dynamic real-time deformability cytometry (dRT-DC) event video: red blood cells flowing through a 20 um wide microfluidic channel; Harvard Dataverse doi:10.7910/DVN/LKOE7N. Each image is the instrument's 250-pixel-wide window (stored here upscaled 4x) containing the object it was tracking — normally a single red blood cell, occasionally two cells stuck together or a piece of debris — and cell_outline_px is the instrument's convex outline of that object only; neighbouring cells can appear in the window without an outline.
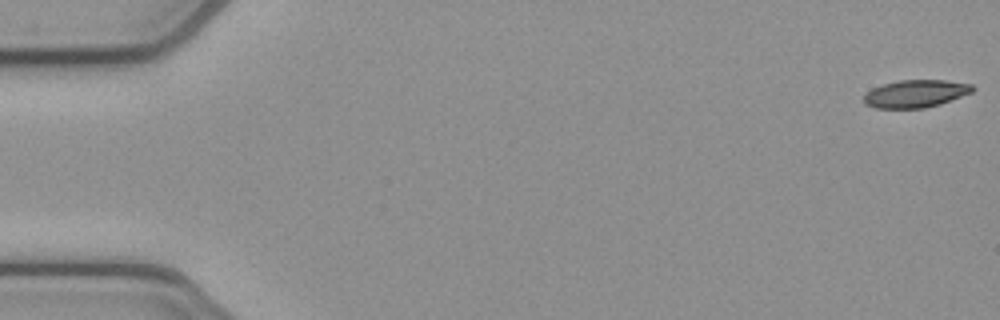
{"species": "common noctule bat (a hibernating species)", "species_latin": "Nyctalus noctula", "temperature_condition": "cold", "stored_images_in_passage": 14, "camera_frame_rate_fps": 3000, "um_per_image_px": 0.085, "animal": {"sex": "female", "body_mass_g": 21.9}, "frame": {"image": 1, "passage_image": 1, "time_ms": 0.0, "image_size_px": [1000, 320], "cell_outline_px": [[976, 88], [972, 92], [940, 104], [924, 108], [876, 108], [864, 104], [864, 96], [872, 88], [884, 84], [900, 80], [944, 80], [972, 84]], "centroid_in_image_um": [77.84, 7.96], "position_along_channel_um": 7.2, "area_um2": 17.4}}